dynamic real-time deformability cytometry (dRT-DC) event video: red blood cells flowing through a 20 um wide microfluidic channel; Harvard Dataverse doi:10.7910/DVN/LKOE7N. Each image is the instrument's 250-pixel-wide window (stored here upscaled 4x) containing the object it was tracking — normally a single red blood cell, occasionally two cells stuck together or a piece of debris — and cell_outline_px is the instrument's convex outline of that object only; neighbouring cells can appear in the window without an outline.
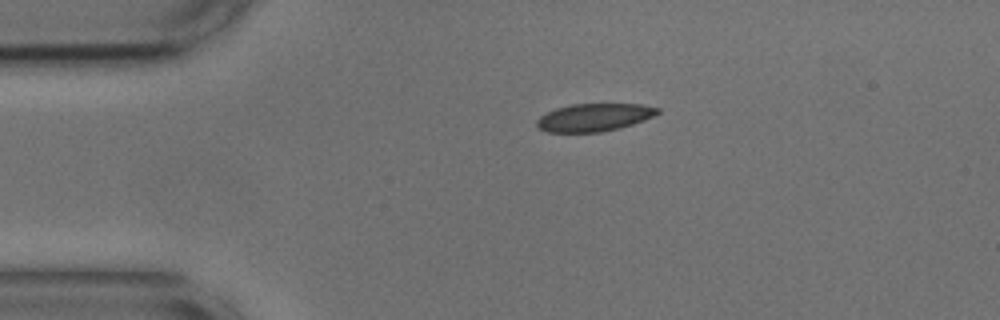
{"species": "common noctule bat (a hibernating species)", "species_latin": "Nyctalus noctula", "temperature_condition": "cold", "stored_images_in_passage": 2, "camera_frame_rate_fps": 3000, "um_per_image_px": 0.085, "animal": {"sex": "male", "body_mass_g": 17.9, "forearm_length_mm": 54.2}, "frame": {"image": 1, "passage_image": 1, "time_ms": 0.0, "image_size_px": [1000, 320], "cell_outline_px": [[660, 112], [644, 120], [620, 128], [600, 132], [548, 132], [536, 128], [536, 120], [540, 116], [556, 108], [572, 104], [644, 104], [660, 108]], "centroid_in_image_um": [50.49, 9.98], "position_along_channel_um": 34.5, "area_um2": 19.59}}